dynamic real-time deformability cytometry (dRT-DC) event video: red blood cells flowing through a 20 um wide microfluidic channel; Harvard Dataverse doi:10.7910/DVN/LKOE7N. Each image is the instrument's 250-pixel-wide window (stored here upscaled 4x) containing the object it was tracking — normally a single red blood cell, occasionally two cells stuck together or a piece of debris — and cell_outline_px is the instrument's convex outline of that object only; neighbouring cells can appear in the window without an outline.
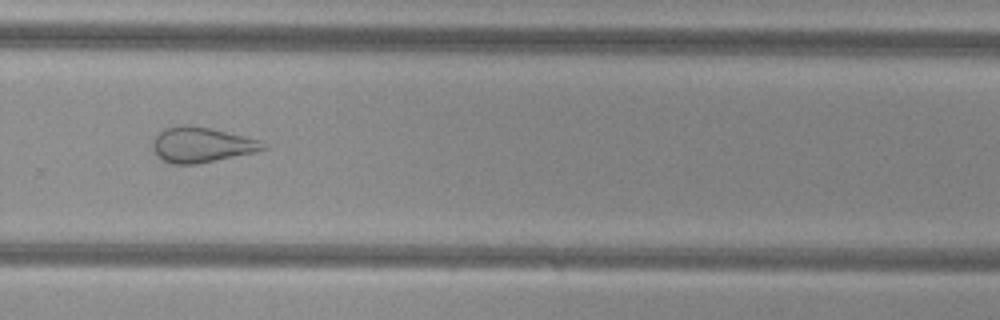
{"species": "common noctule bat (a hibernating species)", "species_latin": "Nyctalus noctula", "temperature_condition": "cold", "stored_images_in_passage": 37, "camera_frame_rate_fps": 3000, "um_per_image_px": 0.085, "animal": {"sex": "female", "body_mass_g": 29.2, "forearm_length_mm": 56.3}, "frame": {"image": 1, "passage_image": 22, "time_ms": 7.0, "image_size_px": [1000, 320], "cell_outline_px": [[268, 148], [256, 152], [196, 164], [172, 164], [156, 156], [152, 148], [152, 140], [164, 128], [184, 124], [192, 124], [260, 140], [268, 144]], "centroid_in_image_um": [17.12, 12.3], "position_along_channel_um": 312.7, "area_um2": 22.77}, "authors_computed_cell_mechanics": {"area_um2": 24.7384, "velocity_mm_per_s": 3.7978, "shape_relaxation_time_tau1_ms": null, "shape_relaxation_time_tau2_ms": 2.0564, "deformation_change_tau1": null, "deformation_change_tau2": 0.114}}